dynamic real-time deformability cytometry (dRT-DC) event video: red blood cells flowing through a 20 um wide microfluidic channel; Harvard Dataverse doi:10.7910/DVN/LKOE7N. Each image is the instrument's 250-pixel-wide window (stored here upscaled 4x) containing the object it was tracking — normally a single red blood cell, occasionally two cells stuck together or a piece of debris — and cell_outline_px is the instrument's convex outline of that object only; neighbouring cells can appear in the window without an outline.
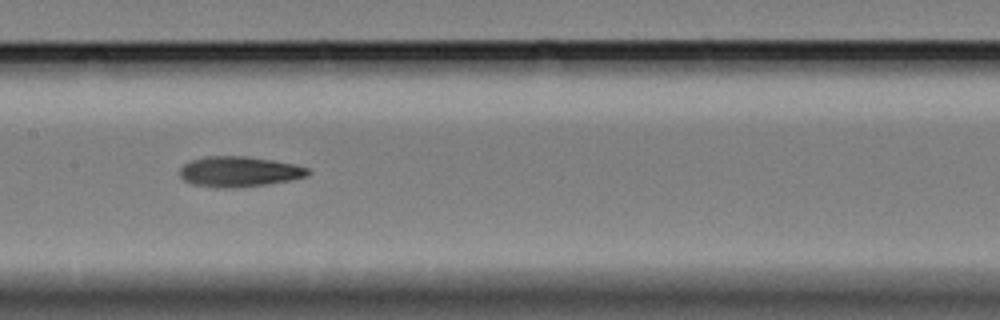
{"species": "Egyptian fruit bat (a non-hibernating species)", "species_latin": "Rousettus aegyptiacus", "temperature_condition": "cold", "stored_images_in_passage": 22, "camera_frame_rate_fps": 3000, "um_per_image_px": 0.085, "animal": {"sex": "female"}, "frame": {"image": 1, "passage_image": 16, "time_ms": 5.0, "image_size_px": [1000, 320], "cell_outline_px": [[312, 172], [308, 176], [288, 180], [264, 184], [224, 188], [192, 184], [184, 180], [180, 176], [180, 168], [184, 164], [192, 160], [204, 156], [248, 156], [272, 160], [292, 164], [308, 168]], "centroid_in_image_um": [20.31, 14.57], "position_along_channel_um": 187.1, "area_um2": 22.37}}